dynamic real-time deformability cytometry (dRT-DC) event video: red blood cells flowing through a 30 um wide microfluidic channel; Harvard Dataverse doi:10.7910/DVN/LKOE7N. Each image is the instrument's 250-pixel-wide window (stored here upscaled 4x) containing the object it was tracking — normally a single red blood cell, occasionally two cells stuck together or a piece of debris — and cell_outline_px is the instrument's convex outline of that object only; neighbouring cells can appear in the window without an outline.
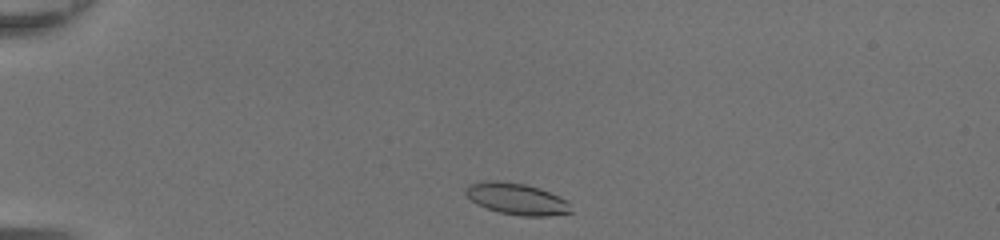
{"species": "common noctule bat (a hibernating species)", "species_latin": "Nyctalus noctula", "temperature_condition": "room temperature", "stored_images_in_passage": 37, "camera_frame_rate_fps": 3000, "um_per_image_px": 0.085, "animal": {"sex": "female", "body_mass_g": 20.0, "forearm_length_mm": 54.0}, "frame": {"image": 1, "passage_image": 1, "time_ms": 0.0, "image_size_px": [1000, 240], "cell_outline_px": [[572, 212], [548, 216], [524, 216], [500, 212], [476, 204], [464, 192], [468, 184], [484, 180], [496, 180], [524, 184], [540, 188], [568, 200]], "centroid_in_image_um": [43.92, 16.89], "position_along_channel_um": 41.1, "area_um2": 19.31}}
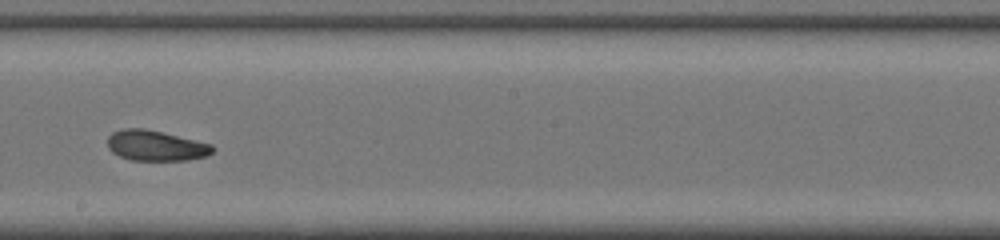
{"frame": {"image": 2, "passage_image": 18, "time_ms": 5.667, "image_size_px": [1000, 240], "cell_outline_px": [[216, 148], [208, 156], [188, 160], [132, 160], [120, 156], [112, 152], [108, 148], [108, 136], [112, 132], [124, 128], [144, 128], [212, 144]], "centroid_in_image_um": [13.25, 12.38], "position_along_channel_um": 235.0, "area_um2": 18.61}}
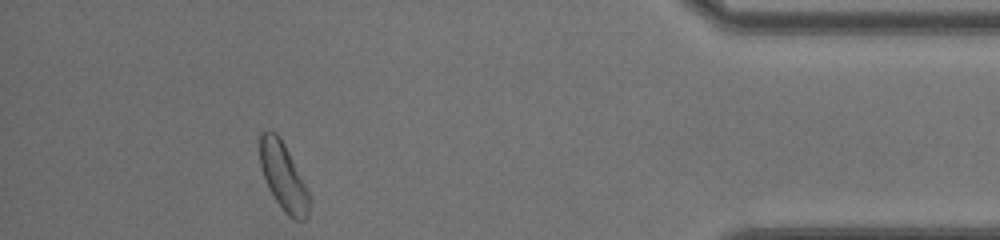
{"frame": {"image": 3, "passage_image": 33, "time_ms": 10.667, "image_size_px": [1000, 240], "cell_outline_px": [[308, 216], [304, 220], [292, 220], [284, 212], [276, 200], [264, 176], [260, 164], [260, 132], [268, 128], [276, 132], [280, 136], [308, 192]], "centroid_in_image_um": [24.05, 14.97], "position_along_channel_um": 411.1, "area_um2": 18.9}, "authors_computed_cell_mechanics": {"area_um2": 19.1318, "velocity_mm_per_s": 4.3775, "shape_relaxation_time_tau1_ms": 2.2793, "shape_relaxation_time_tau2_ms": 7.6757, "deformation_change_tau1": 0.1156, "deformation_change_tau2": 0.1691}}